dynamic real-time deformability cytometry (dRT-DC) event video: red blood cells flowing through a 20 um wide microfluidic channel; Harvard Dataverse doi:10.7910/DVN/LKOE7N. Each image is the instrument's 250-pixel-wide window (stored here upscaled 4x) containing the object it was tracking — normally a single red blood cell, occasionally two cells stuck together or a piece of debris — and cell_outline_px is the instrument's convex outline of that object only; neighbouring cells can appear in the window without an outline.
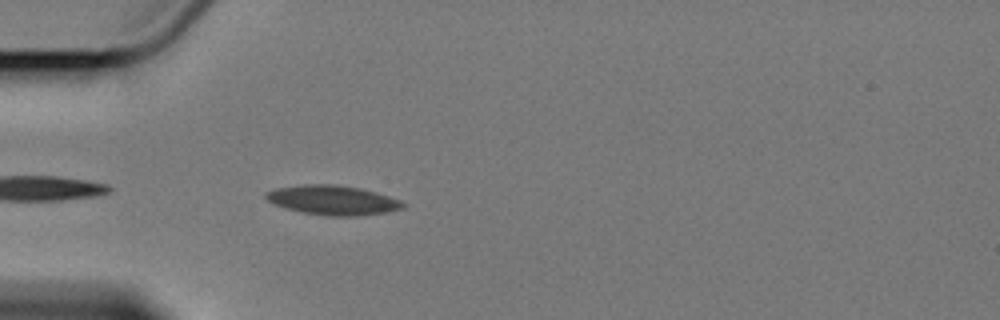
{"species": "Egyptian fruit bat (a non-hibernating species)", "species_latin": "Rousettus aegyptiacus", "temperature_condition": "cold", "stored_images_in_passage": 5, "camera_frame_rate_fps": 3000, "um_per_image_px": 0.085, "animal": {"sex": "female"}, "frame": {"image": 1, "passage_image": 5, "time_ms": 5.0, "image_size_px": [1000, 320], "cell_outline_px": [[404, 208], [384, 212], [356, 216], [328, 216], [300, 212], [276, 204], [268, 200], [264, 196], [264, 192], [276, 188], [304, 184], [336, 184], [360, 188], [376, 192], [400, 200], [404, 204]], "centroid_in_image_um": [28.26, 17.0], "position_along_channel_um": 56.7, "area_um2": 23.41}}